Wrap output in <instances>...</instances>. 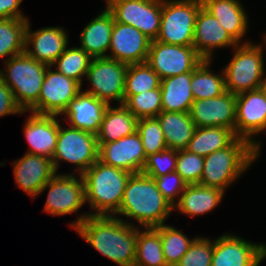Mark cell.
<instances>
[{"label": "cell", "instance_id": "32", "mask_svg": "<svg viewBox=\"0 0 266 266\" xmlns=\"http://www.w3.org/2000/svg\"><path fill=\"white\" fill-rule=\"evenodd\" d=\"M210 63L211 60H203L192 72L190 85L194 100L217 97L226 91L224 71L213 73Z\"/></svg>", "mask_w": 266, "mask_h": 266}, {"label": "cell", "instance_id": "17", "mask_svg": "<svg viewBox=\"0 0 266 266\" xmlns=\"http://www.w3.org/2000/svg\"><path fill=\"white\" fill-rule=\"evenodd\" d=\"M189 113L196 127H225L235 132L236 95L226 90L217 97L194 100Z\"/></svg>", "mask_w": 266, "mask_h": 266}, {"label": "cell", "instance_id": "22", "mask_svg": "<svg viewBox=\"0 0 266 266\" xmlns=\"http://www.w3.org/2000/svg\"><path fill=\"white\" fill-rule=\"evenodd\" d=\"M55 115L32 113L24 125V135L30 147L26 153L52 159L56 149L60 120Z\"/></svg>", "mask_w": 266, "mask_h": 266}, {"label": "cell", "instance_id": "30", "mask_svg": "<svg viewBox=\"0 0 266 266\" xmlns=\"http://www.w3.org/2000/svg\"><path fill=\"white\" fill-rule=\"evenodd\" d=\"M236 138L235 132L225 127H197L186 150L205 157L229 146Z\"/></svg>", "mask_w": 266, "mask_h": 266}, {"label": "cell", "instance_id": "29", "mask_svg": "<svg viewBox=\"0 0 266 266\" xmlns=\"http://www.w3.org/2000/svg\"><path fill=\"white\" fill-rule=\"evenodd\" d=\"M137 118L122 104L108 105L100 129L96 134L98 143L117 141L137 130Z\"/></svg>", "mask_w": 266, "mask_h": 266}, {"label": "cell", "instance_id": "43", "mask_svg": "<svg viewBox=\"0 0 266 266\" xmlns=\"http://www.w3.org/2000/svg\"><path fill=\"white\" fill-rule=\"evenodd\" d=\"M21 113H26V111H22L17 105L12 90L4 83L3 78L0 76V117Z\"/></svg>", "mask_w": 266, "mask_h": 266}, {"label": "cell", "instance_id": "20", "mask_svg": "<svg viewBox=\"0 0 266 266\" xmlns=\"http://www.w3.org/2000/svg\"><path fill=\"white\" fill-rule=\"evenodd\" d=\"M13 173L16 186L35 199L56 171L52 159L25 153L13 162Z\"/></svg>", "mask_w": 266, "mask_h": 266}, {"label": "cell", "instance_id": "24", "mask_svg": "<svg viewBox=\"0 0 266 266\" xmlns=\"http://www.w3.org/2000/svg\"><path fill=\"white\" fill-rule=\"evenodd\" d=\"M114 21L112 13L105 6V9L82 29L80 48L92 58L107 57Z\"/></svg>", "mask_w": 266, "mask_h": 266}, {"label": "cell", "instance_id": "34", "mask_svg": "<svg viewBox=\"0 0 266 266\" xmlns=\"http://www.w3.org/2000/svg\"><path fill=\"white\" fill-rule=\"evenodd\" d=\"M161 79L146 63L129 64L125 77L124 102L135 94L160 87Z\"/></svg>", "mask_w": 266, "mask_h": 266}, {"label": "cell", "instance_id": "35", "mask_svg": "<svg viewBox=\"0 0 266 266\" xmlns=\"http://www.w3.org/2000/svg\"><path fill=\"white\" fill-rule=\"evenodd\" d=\"M92 57L80 47H66L65 51L56 59L52 67L63 75L73 78L81 85L83 76L86 77Z\"/></svg>", "mask_w": 266, "mask_h": 266}, {"label": "cell", "instance_id": "5", "mask_svg": "<svg viewBox=\"0 0 266 266\" xmlns=\"http://www.w3.org/2000/svg\"><path fill=\"white\" fill-rule=\"evenodd\" d=\"M263 44L245 41L233 48L234 55L223 67L228 92L237 95L261 88L266 77L263 58V47L266 48V45Z\"/></svg>", "mask_w": 266, "mask_h": 266}, {"label": "cell", "instance_id": "15", "mask_svg": "<svg viewBox=\"0 0 266 266\" xmlns=\"http://www.w3.org/2000/svg\"><path fill=\"white\" fill-rule=\"evenodd\" d=\"M266 258V245L223 234L213 240L211 266H259Z\"/></svg>", "mask_w": 266, "mask_h": 266}, {"label": "cell", "instance_id": "16", "mask_svg": "<svg viewBox=\"0 0 266 266\" xmlns=\"http://www.w3.org/2000/svg\"><path fill=\"white\" fill-rule=\"evenodd\" d=\"M98 160L131 174L142 172L147 156L145 154L141 137L136 131L117 141L98 143Z\"/></svg>", "mask_w": 266, "mask_h": 266}, {"label": "cell", "instance_id": "10", "mask_svg": "<svg viewBox=\"0 0 266 266\" xmlns=\"http://www.w3.org/2000/svg\"><path fill=\"white\" fill-rule=\"evenodd\" d=\"M204 59L193 46H180L152 40L146 63L159 78L193 72Z\"/></svg>", "mask_w": 266, "mask_h": 266}, {"label": "cell", "instance_id": "8", "mask_svg": "<svg viewBox=\"0 0 266 266\" xmlns=\"http://www.w3.org/2000/svg\"><path fill=\"white\" fill-rule=\"evenodd\" d=\"M98 151L95 134L70 126L64 128L60 125L52 163L56 173L59 164L63 161L76 165L75 172L82 175L98 160Z\"/></svg>", "mask_w": 266, "mask_h": 266}, {"label": "cell", "instance_id": "36", "mask_svg": "<svg viewBox=\"0 0 266 266\" xmlns=\"http://www.w3.org/2000/svg\"><path fill=\"white\" fill-rule=\"evenodd\" d=\"M156 228L160 232L166 264L167 266H175L188 251L195 238L189 239L187 235L168 224Z\"/></svg>", "mask_w": 266, "mask_h": 266}, {"label": "cell", "instance_id": "42", "mask_svg": "<svg viewBox=\"0 0 266 266\" xmlns=\"http://www.w3.org/2000/svg\"><path fill=\"white\" fill-rule=\"evenodd\" d=\"M152 178L155 180L158 190L172 206L179 201L180 196L187 186V183L176 171Z\"/></svg>", "mask_w": 266, "mask_h": 266}, {"label": "cell", "instance_id": "27", "mask_svg": "<svg viewBox=\"0 0 266 266\" xmlns=\"http://www.w3.org/2000/svg\"><path fill=\"white\" fill-rule=\"evenodd\" d=\"M192 72L162 79L160 82L162 111L189 112L194 102L191 89Z\"/></svg>", "mask_w": 266, "mask_h": 266}, {"label": "cell", "instance_id": "31", "mask_svg": "<svg viewBox=\"0 0 266 266\" xmlns=\"http://www.w3.org/2000/svg\"><path fill=\"white\" fill-rule=\"evenodd\" d=\"M133 266H167L160 232L156 227L138 231Z\"/></svg>", "mask_w": 266, "mask_h": 266}, {"label": "cell", "instance_id": "25", "mask_svg": "<svg viewBox=\"0 0 266 266\" xmlns=\"http://www.w3.org/2000/svg\"><path fill=\"white\" fill-rule=\"evenodd\" d=\"M202 5L217 18L238 44H242L249 22L247 13L239 0H202Z\"/></svg>", "mask_w": 266, "mask_h": 266}, {"label": "cell", "instance_id": "38", "mask_svg": "<svg viewBox=\"0 0 266 266\" xmlns=\"http://www.w3.org/2000/svg\"><path fill=\"white\" fill-rule=\"evenodd\" d=\"M136 131L141 137L146 156L167 149L164 133L157 118L138 119Z\"/></svg>", "mask_w": 266, "mask_h": 266}, {"label": "cell", "instance_id": "1", "mask_svg": "<svg viewBox=\"0 0 266 266\" xmlns=\"http://www.w3.org/2000/svg\"><path fill=\"white\" fill-rule=\"evenodd\" d=\"M69 226L87 243L119 266H133L140 229L120 216L79 214Z\"/></svg>", "mask_w": 266, "mask_h": 266}, {"label": "cell", "instance_id": "45", "mask_svg": "<svg viewBox=\"0 0 266 266\" xmlns=\"http://www.w3.org/2000/svg\"><path fill=\"white\" fill-rule=\"evenodd\" d=\"M261 89L263 90V92L265 94V97H266V77H265L264 82H263V84L261 86Z\"/></svg>", "mask_w": 266, "mask_h": 266}, {"label": "cell", "instance_id": "40", "mask_svg": "<svg viewBox=\"0 0 266 266\" xmlns=\"http://www.w3.org/2000/svg\"><path fill=\"white\" fill-rule=\"evenodd\" d=\"M213 240L207 237H195L188 251L175 266H211Z\"/></svg>", "mask_w": 266, "mask_h": 266}, {"label": "cell", "instance_id": "41", "mask_svg": "<svg viewBox=\"0 0 266 266\" xmlns=\"http://www.w3.org/2000/svg\"><path fill=\"white\" fill-rule=\"evenodd\" d=\"M177 150L167 148L147 156L142 173L150 177H159L176 170Z\"/></svg>", "mask_w": 266, "mask_h": 266}, {"label": "cell", "instance_id": "37", "mask_svg": "<svg viewBox=\"0 0 266 266\" xmlns=\"http://www.w3.org/2000/svg\"><path fill=\"white\" fill-rule=\"evenodd\" d=\"M137 119L156 118L162 111L161 89L131 95L123 104Z\"/></svg>", "mask_w": 266, "mask_h": 266}, {"label": "cell", "instance_id": "26", "mask_svg": "<svg viewBox=\"0 0 266 266\" xmlns=\"http://www.w3.org/2000/svg\"><path fill=\"white\" fill-rule=\"evenodd\" d=\"M223 194L224 191L218 188L189 184L173 209L190 217L203 215L213 211L220 204Z\"/></svg>", "mask_w": 266, "mask_h": 266}, {"label": "cell", "instance_id": "19", "mask_svg": "<svg viewBox=\"0 0 266 266\" xmlns=\"http://www.w3.org/2000/svg\"><path fill=\"white\" fill-rule=\"evenodd\" d=\"M28 20L25 34V53L45 65L52 66L68 46V34L64 28L43 27L31 32ZM32 48L30 49V47Z\"/></svg>", "mask_w": 266, "mask_h": 266}, {"label": "cell", "instance_id": "13", "mask_svg": "<svg viewBox=\"0 0 266 266\" xmlns=\"http://www.w3.org/2000/svg\"><path fill=\"white\" fill-rule=\"evenodd\" d=\"M56 173L41 189H49L43 211L52 216H64L79 211L86 204L85 187L81 175Z\"/></svg>", "mask_w": 266, "mask_h": 266}, {"label": "cell", "instance_id": "3", "mask_svg": "<svg viewBox=\"0 0 266 266\" xmlns=\"http://www.w3.org/2000/svg\"><path fill=\"white\" fill-rule=\"evenodd\" d=\"M261 152L249 141L236 138L229 146L204 157L200 185L225 192L256 161Z\"/></svg>", "mask_w": 266, "mask_h": 266}, {"label": "cell", "instance_id": "2", "mask_svg": "<svg viewBox=\"0 0 266 266\" xmlns=\"http://www.w3.org/2000/svg\"><path fill=\"white\" fill-rule=\"evenodd\" d=\"M173 206L158 190L155 180L142 172L131 174L119 210L113 215L135 219L143 228L161 226Z\"/></svg>", "mask_w": 266, "mask_h": 266}, {"label": "cell", "instance_id": "21", "mask_svg": "<svg viewBox=\"0 0 266 266\" xmlns=\"http://www.w3.org/2000/svg\"><path fill=\"white\" fill-rule=\"evenodd\" d=\"M237 45L217 18L202 6L196 17L193 38V47L198 54L204 60H212L216 49Z\"/></svg>", "mask_w": 266, "mask_h": 266}, {"label": "cell", "instance_id": "12", "mask_svg": "<svg viewBox=\"0 0 266 266\" xmlns=\"http://www.w3.org/2000/svg\"><path fill=\"white\" fill-rule=\"evenodd\" d=\"M52 68L47 67L38 101L27 112L60 116L81 91L82 85L78 81Z\"/></svg>", "mask_w": 266, "mask_h": 266}, {"label": "cell", "instance_id": "28", "mask_svg": "<svg viewBox=\"0 0 266 266\" xmlns=\"http://www.w3.org/2000/svg\"><path fill=\"white\" fill-rule=\"evenodd\" d=\"M156 118L160 122L167 148L182 150L188 147L197 128L189 112L161 111Z\"/></svg>", "mask_w": 266, "mask_h": 266}, {"label": "cell", "instance_id": "39", "mask_svg": "<svg viewBox=\"0 0 266 266\" xmlns=\"http://www.w3.org/2000/svg\"><path fill=\"white\" fill-rule=\"evenodd\" d=\"M204 157L186 149L177 150L176 172L189 184H199L203 173Z\"/></svg>", "mask_w": 266, "mask_h": 266}, {"label": "cell", "instance_id": "46", "mask_svg": "<svg viewBox=\"0 0 266 266\" xmlns=\"http://www.w3.org/2000/svg\"><path fill=\"white\" fill-rule=\"evenodd\" d=\"M262 42H264L265 45H266V33H265V35H264V38H263V41H262Z\"/></svg>", "mask_w": 266, "mask_h": 266}, {"label": "cell", "instance_id": "44", "mask_svg": "<svg viewBox=\"0 0 266 266\" xmlns=\"http://www.w3.org/2000/svg\"><path fill=\"white\" fill-rule=\"evenodd\" d=\"M23 0H0V19H28L19 9Z\"/></svg>", "mask_w": 266, "mask_h": 266}, {"label": "cell", "instance_id": "23", "mask_svg": "<svg viewBox=\"0 0 266 266\" xmlns=\"http://www.w3.org/2000/svg\"><path fill=\"white\" fill-rule=\"evenodd\" d=\"M108 104L85 91L72 99L62 114L70 127L97 134Z\"/></svg>", "mask_w": 266, "mask_h": 266}, {"label": "cell", "instance_id": "4", "mask_svg": "<svg viewBox=\"0 0 266 266\" xmlns=\"http://www.w3.org/2000/svg\"><path fill=\"white\" fill-rule=\"evenodd\" d=\"M81 176L86 203L95 212L90 215L113 216L122 203L131 173L97 160Z\"/></svg>", "mask_w": 266, "mask_h": 266}, {"label": "cell", "instance_id": "7", "mask_svg": "<svg viewBox=\"0 0 266 266\" xmlns=\"http://www.w3.org/2000/svg\"><path fill=\"white\" fill-rule=\"evenodd\" d=\"M202 0H162L160 31L156 41L193 46L194 28Z\"/></svg>", "mask_w": 266, "mask_h": 266}, {"label": "cell", "instance_id": "11", "mask_svg": "<svg viewBox=\"0 0 266 266\" xmlns=\"http://www.w3.org/2000/svg\"><path fill=\"white\" fill-rule=\"evenodd\" d=\"M106 8L116 22L134 26L151 40L158 37L162 0H109Z\"/></svg>", "mask_w": 266, "mask_h": 266}, {"label": "cell", "instance_id": "6", "mask_svg": "<svg viewBox=\"0 0 266 266\" xmlns=\"http://www.w3.org/2000/svg\"><path fill=\"white\" fill-rule=\"evenodd\" d=\"M4 64L6 68L0 69V76L12 90L17 105L27 112L38 101L48 65L25 52L5 60Z\"/></svg>", "mask_w": 266, "mask_h": 266}, {"label": "cell", "instance_id": "18", "mask_svg": "<svg viewBox=\"0 0 266 266\" xmlns=\"http://www.w3.org/2000/svg\"><path fill=\"white\" fill-rule=\"evenodd\" d=\"M151 41L134 26L114 21L109 49L111 53L107 58L128 65L144 63L147 61Z\"/></svg>", "mask_w": 266, "mask_h": 266}, {"label": "cell", "instance_id": "9", "mask_svg": "<svg viewBox=\"0 0 266 266\" xmlns=\"http://www.w3.org/2000/svg\"><path fill=\"white\" fill-rule=\"evenodd\" d=\"M128 64L115 59L93 58L86 74L92 89L85 90L106 104H124V85Z\"/></svg>", "mask_w": 266, "mask_h": 266}, {"label": "cell", "instance_id": "33", "mask_svg": "<svg viewBox=\"0 0 266 266\" xmlns=\"http://www.w3.org/2000/svg\"><path fill=\"white\" fill-rule=\"evenodd\" d=\"M29 19H0V59L25 51V34Z\"/></svg>", "mask_w": 266, "mask_h": 266}, {"label": "cell", "instance_id": "14", "mask_svg": "<svg viewBox=\"0 0 266 266\" xmlns=\"http://www.w3.org/2000/svg\"><path fill=\"white\" fill-rule=\"evenodd\" d=\"M263 131H266V97L263 90L259 88L237 94L235 135L246 139L261 152L262 143L253 137Z\"/></svg>", "mask_w": 266, "mask_h": 266}]
</instances>
